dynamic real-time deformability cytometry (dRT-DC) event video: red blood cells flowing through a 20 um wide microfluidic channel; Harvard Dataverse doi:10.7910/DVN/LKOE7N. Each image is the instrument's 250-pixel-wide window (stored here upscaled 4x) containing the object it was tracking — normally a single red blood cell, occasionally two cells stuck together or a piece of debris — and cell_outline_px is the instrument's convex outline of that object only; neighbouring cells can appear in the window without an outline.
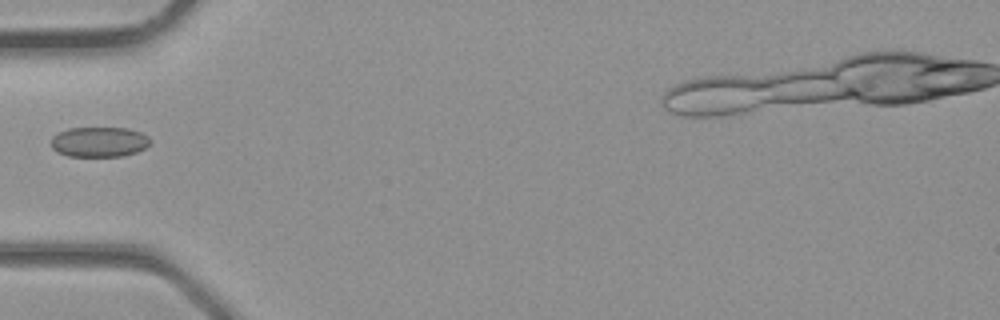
{"species": "common noctule bat (a hibernating species)", "species_latin": "Nyctalus noctula", "temperature_condition": "room temperature", "stored_images_in_passage": 2, "camera_frame_rate_fps": 3000, "um_per_image_px": 0.085, "animal": {"sex": "male", "body_mass_g": 23.1, "forearm_length_mm": 52.7}, "frame": {"image": 1, "passage_image": 2, "time_ms": 0.333, "image_size_px": [1000, 320], "cell_outline_px": [[152, 144], [136, 152], [124, 156], [68, 156], [56, 152], [52, 148], [52, 136], [68, 128], [128, 128], [140, 132], [148, 136], [152, 140]], "centroid_in_image_um": [8.46, 12.06], "position_along_channel_um": 76.5, "area_um2": 17.51}}